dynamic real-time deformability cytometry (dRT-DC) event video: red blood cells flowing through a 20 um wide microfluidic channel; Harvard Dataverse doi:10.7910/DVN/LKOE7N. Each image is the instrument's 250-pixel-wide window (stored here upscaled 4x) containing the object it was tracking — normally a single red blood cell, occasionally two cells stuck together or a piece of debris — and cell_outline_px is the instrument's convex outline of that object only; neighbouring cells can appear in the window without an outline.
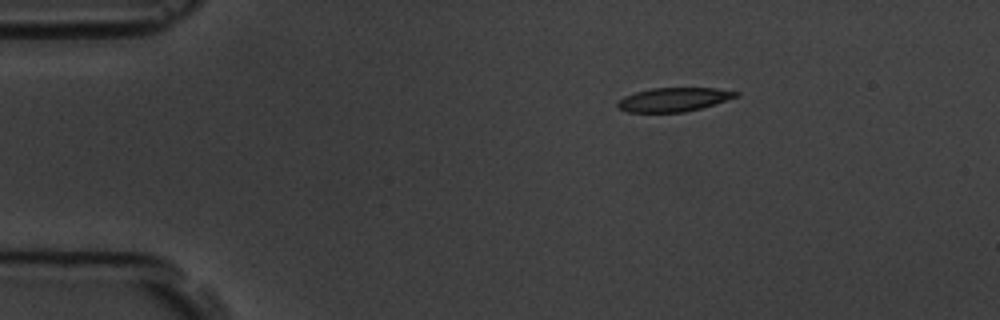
{"species": "common noctule bat (a hibernating species)", "species_latin": "Nyctalus noctula", "temperature_condition": "room temperature", "stored_images_in_passage": 3, "camera_frame_rate_fps": 3000, "um_per_image_px": 0.085, "animal": {"sex": "male", "body_mass_g": 19.5, "forearm_length_mm": 54.6}, "frame": {"image": 1, "passage_image": 1, "time_ms": 0.0, "image_size_px": [1000, 320], "cell_outline_px": [[740, 96], [700, 108], [684, 112], [628, 112], [620, 108], [616, 104], [624, 96], [636, 92], [652, 88], [716, 88], [740, 92]], "centroid_in_image_um": [57.29, 8.45], "position_along_channel_um": 27.7, "area_um2": 16.3}}
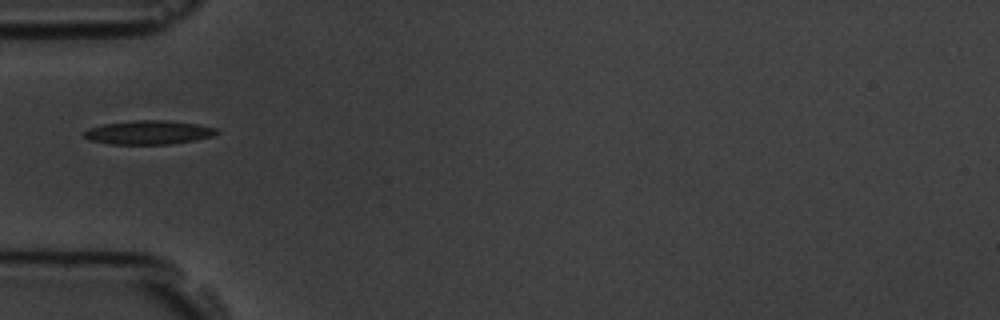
{"frame": {"image": 2, "passage_image": 3, "time_ms": 3.0, "image_size_px": [1000, 320], "cell_outline_px": [[220, 132], [212, 136], [196, 140], [168, 144], [108, 144], [88, 140], [84, 136], [84, 132], [88, 128], [104, 124], [136, 120], [164, 120], [200, 124], [216, 128]], "centroid_in_image_um": [12.64, 11.26], "position_along_channel_um": 72.4, "area_um2": 18.5}}